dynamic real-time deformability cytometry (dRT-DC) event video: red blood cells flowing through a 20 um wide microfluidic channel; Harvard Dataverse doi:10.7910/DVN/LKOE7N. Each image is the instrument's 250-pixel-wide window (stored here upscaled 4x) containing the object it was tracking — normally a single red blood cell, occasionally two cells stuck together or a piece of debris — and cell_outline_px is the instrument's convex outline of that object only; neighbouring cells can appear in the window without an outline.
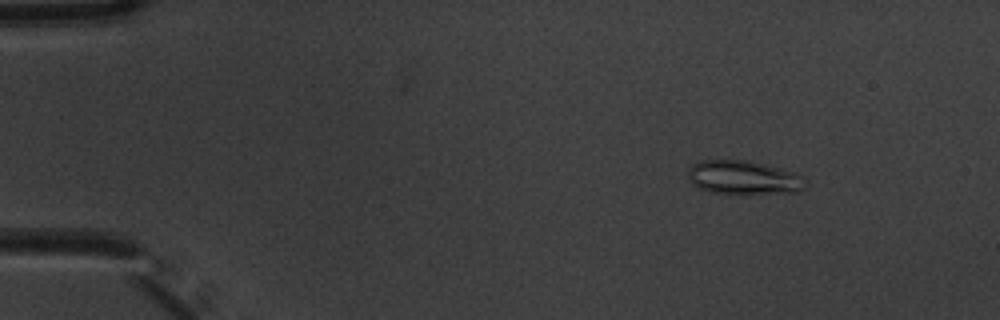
{"species": "common noctule bat (a hibernating species)", "species_latin": "Nyctalus noctula", "temperature_condition": "warm", "stored_images_in_passage": 10, "camera_frame_rate_fps": 3000, "um_per_image_px": 0.085, "animal": {"sex": "male", "body_mass_g": 20.1, "forearm_length_mm": 53.5}, "frame": {"image": 1, "passage_image": 3, "time_ms": 0.667, "image_size_px": [1000, 320], "cell_outline_px": [[804, 188], [800, 192], [712, 192], [700, 188], [692, 184], [688, 180], [688, 168], [692, 164], [700, 160], [744, 160], [764, 164], [780, 168], [804, 176]], "centroid_in_image_um": [63.16, 15.06], "position_along_channel_um": 21.8, "area_um2": 22.6}}
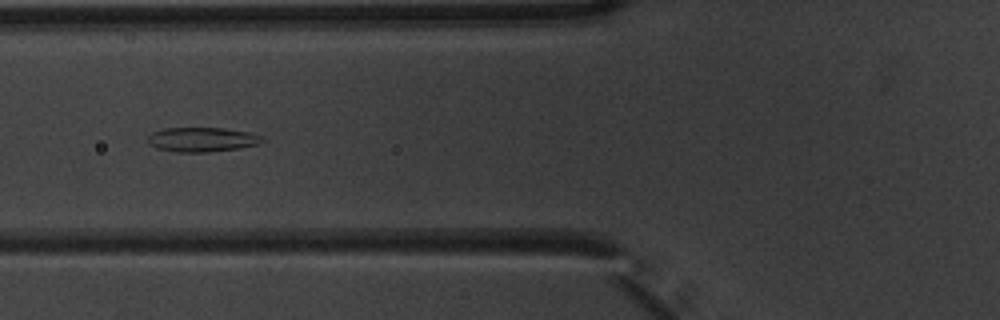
{"frame": {"image": 2, "passage_image": 7, "time_ms": 2.0, "image_size_px": [1000, 320], "cell_outline_px": [[264, 140], [256, 144], [240, 148], [208, 152], [176, 152], [156, 148], [148, 144], [148, 136], [152, 132], [164, 128], [224, 128], [248, 132], [260, 136]], "centroid_in_image_um": [17.12, 11.86], "position_along_channel_um": 108.7, "area_um2": 16.24}}
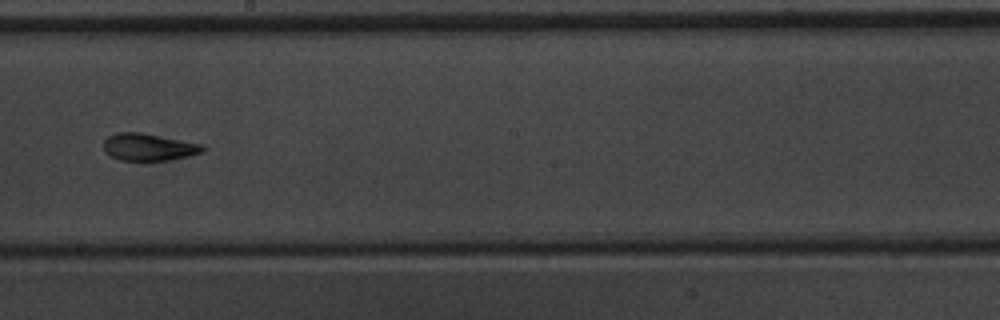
{"frame": {"image": 3, "passage_image": 10, "time_ms": 3.0, "image_size_px": [1000, 320], "cell_outline_px": [[208, 148], [204, 152], [188, 156], [168, 160], [120, 160], [104, 152], [104, 140], [108, 136], [116, 132], [140, 132], [204, 144]], "centroid_in_image_um": [12.68, 12.49], "position_along_channel_um": 235.5, "area_um2": 15.84}}